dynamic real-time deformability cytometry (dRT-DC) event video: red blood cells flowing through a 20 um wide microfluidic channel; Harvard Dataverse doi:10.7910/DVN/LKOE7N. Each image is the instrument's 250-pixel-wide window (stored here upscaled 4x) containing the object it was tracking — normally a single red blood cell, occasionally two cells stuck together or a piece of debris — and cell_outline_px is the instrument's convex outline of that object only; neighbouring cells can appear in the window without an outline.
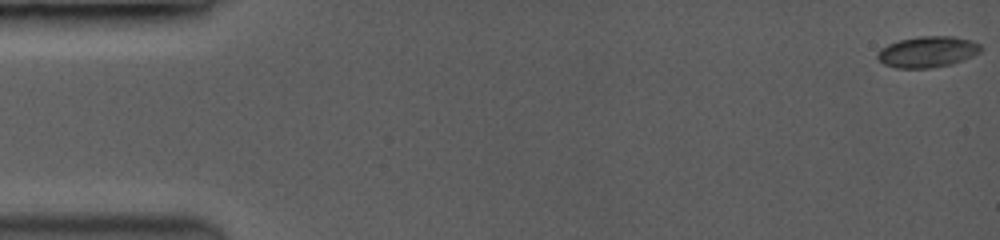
{"species": "common noctule bat (a hibernating species)", "species_latin": "Nyctalus noctula", "temperature_condition": "room temperature", "stored_images_in_passage": 56, "camera_frame_rate_fps": 3500, "um_per_image_px": 0.085, "animal": {"sex": "female", "body_mass_g": 19.0, "forearm_length_mm": 53.3}, "frame": {"image": 1, "passage_image": 1, "time_ms": 0.0, "image_size_px": [1000, 240], "cell_outline_px": [[980, 52], [964, 60], [952, 64], [932, 68], [896, 68], [884, 64], [876, 56], [888, 44], [900, 40], [924, 36], [952, 36], [968, 40], [980, 44]], "centroid_in_image_um": [78.86, 4.42], "position_along_channel_um": 6.1, "area_um2": 18.38}}
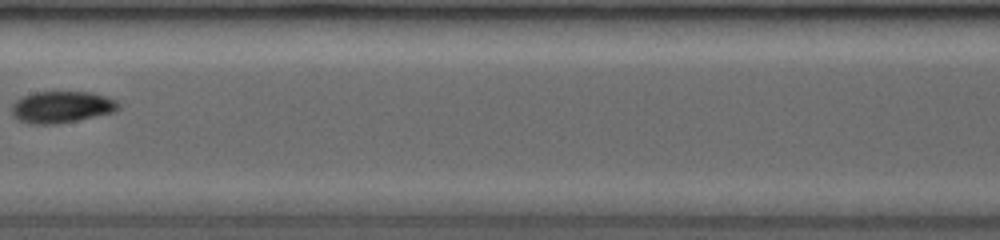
{"frame": {"image": 2, "passage_image": 28, "time_ms": 8.571, "image_size_px": [1000, 240], "cell_outline_px": [[120, 108], [112, 112], [76, 120], [52, 124], [36, 124], [20, 120], [12, 112], [12, 108], [16, 100], [24, 96], [36, 92], [88, 92], [104, 96], [116, 100]], "centroid_in_image_um": [5.25, 9.08], "position_along_channel_um": 202.2, "area_um2": 19.07}}
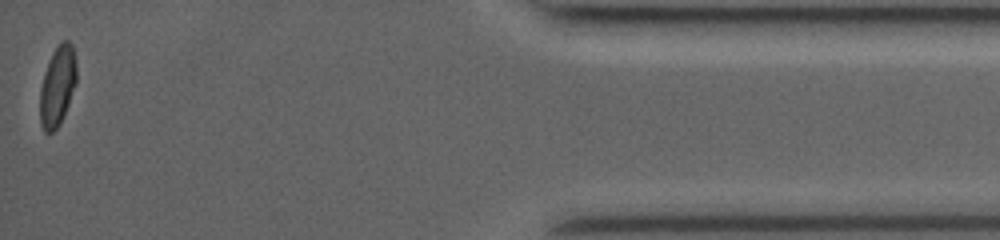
{"frame": {"image": 3, "passage_image": 56, "time_ms": 15.714, "image_size_px": [1000, 240], "cell_outline_px": [[76, 84], [60, 124], [52, 132], [44, 132], [40, 124], [40, 88], [44, 72], [52, 52], [60, 40], [68, 40], [72, 44], [76, 60]], "centroid_in_image_um": [4.88, 7.28], "position_along_channel_um": 430.3, "area_um2": 17.17}, "authors_computed_cell_mechanics": {"area_um2": 18.1781, "velocity_mm_per_s": 4.0728, "shape_relaxation_time_tau1_ms": null, "shape_relaxation_time_tau2_ms": 1.751, "deformation_change_tau1": null, "deformation_change_tau2": 0.0435}}